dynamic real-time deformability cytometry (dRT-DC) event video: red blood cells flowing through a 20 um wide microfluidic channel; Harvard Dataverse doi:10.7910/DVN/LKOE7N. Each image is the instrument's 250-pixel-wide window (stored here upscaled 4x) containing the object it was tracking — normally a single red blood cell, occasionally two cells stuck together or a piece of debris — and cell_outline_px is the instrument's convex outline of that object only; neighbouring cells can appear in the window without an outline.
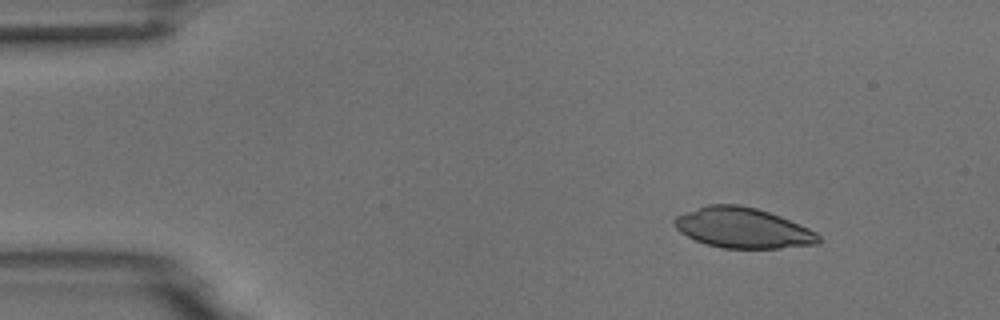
{"species": "common noctule bat (a hibernating species)", "species_latin": "Nyctalus noctula", "temperature_condition": "room temperature", "stored_images_in_passage": 4, "camera_frame_rate_fps": 3000, "um_per_image_px": 0.085, "animal": {"sex": "male", "body_mass_g": 18.8}, "frame": {"image": 1, "passage_image": 2, "time_ms": 1.0, "image_size_px": [1000, 320], "cell_outline_px": [[820, 240], [816, 244], [780, 248], [724, 248], [704, 244], [680, 232], [676, 228], [672, 220], [676, 216], [684, 212], [708, 204], [740, 204], [756, 208], [780, 216], [808, 228], [816, 232], [820, 236]], "centroid_in_image_um": [63.11, 19.37], "position_along_channel_um": 21.9, "area_um2": 33.81}}